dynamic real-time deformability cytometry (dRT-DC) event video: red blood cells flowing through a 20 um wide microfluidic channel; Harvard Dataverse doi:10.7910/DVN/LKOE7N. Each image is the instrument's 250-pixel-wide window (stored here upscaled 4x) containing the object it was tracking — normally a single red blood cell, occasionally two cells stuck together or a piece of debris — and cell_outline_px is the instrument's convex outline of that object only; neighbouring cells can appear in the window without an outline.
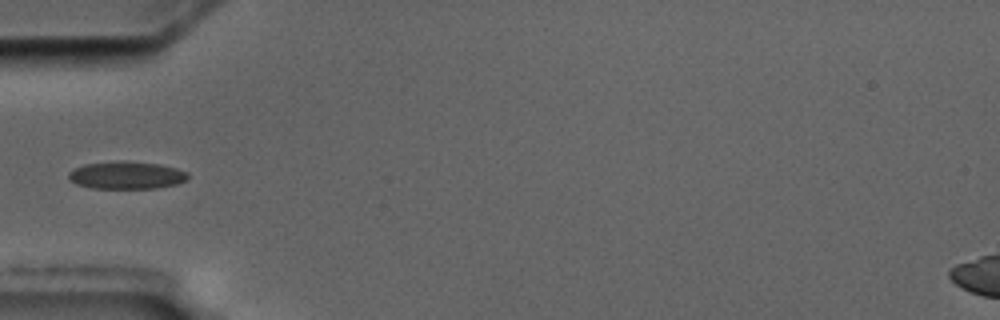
{"species": "common noctule bat (a hibernating species)", "species_latin": "Nyctalus noctula", "temperature_condition": "cold", "stored_images_in_passage": 6, "segment_of_instrument_passage": [2, 2], "camera_frame_rate_fps": 3000, "um_per_image_px": 0.085, "animal": {"sex": "male", "body_mass_g": 17.5, "forearm_length_mm": 52.3}, "frame": {"image": 1, "passage_image": 6, "time_ms": 5.667, "image_size_px": [1000, 320], "cell_outline_px": [[188, 180], [176, 184], [156, 188], [92, 188], [76, 184], [68, 180], [68, 172], [84, 164], [120, 160], [124, 160], [160, 164], [176, 168], [188, 172]], "centroid_in_image_um": [10.75, 14.88], "position_along_channel_um": 74.3, "area_um2": 19.36}}